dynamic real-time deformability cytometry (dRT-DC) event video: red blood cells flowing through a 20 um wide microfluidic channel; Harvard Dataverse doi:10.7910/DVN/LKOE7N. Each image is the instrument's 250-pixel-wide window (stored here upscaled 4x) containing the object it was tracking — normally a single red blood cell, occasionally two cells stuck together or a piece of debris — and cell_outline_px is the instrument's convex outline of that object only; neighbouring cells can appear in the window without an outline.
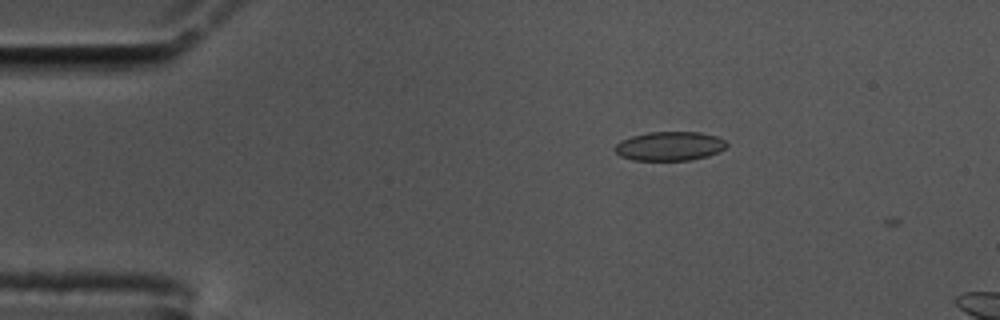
{"species": "common noctule bat (a hibernating species)", "species_latin": "Nyctalus noctula", "temperature_condition": "cold", "stored_images_in_passage": 3, "camera_frame_rate_fps": 3000, "um_per_image_px": 0.085, "animal": {"sex": "male", "body_mass_g": 17.5, "forearm_length_mm": 52.3}, "frame": {"image": 1, "passage_image": 2, "time_ms": 0.333, "image_size_px": [1000, 320], "cell_outline_px": [[728, 144], [724, 148], [708, 156], [688, 160], [632, 160], [620, 156], [612, 148], [620, 140], [632, 136], [648, 132], [700, 132], [716, 136], [724, 140]], "centroid_in_image_um": [56.87, 12.42], "position_along_channel_um": 28.1, "area_um2": 18.9}}